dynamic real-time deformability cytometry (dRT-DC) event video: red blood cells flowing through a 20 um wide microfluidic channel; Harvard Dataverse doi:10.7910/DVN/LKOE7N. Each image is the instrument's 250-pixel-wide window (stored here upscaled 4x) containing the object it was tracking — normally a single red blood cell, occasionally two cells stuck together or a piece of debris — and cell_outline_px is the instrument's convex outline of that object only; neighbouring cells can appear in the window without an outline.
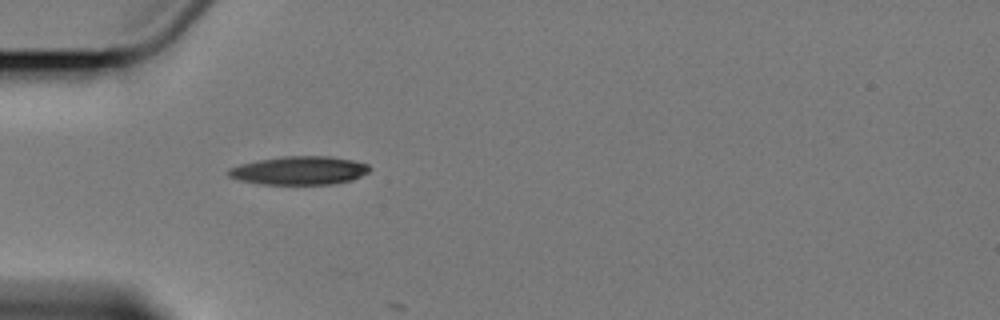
{"species": "Egyptian fruit bat (a non-hibernating species)", "species_latin": "Rousettus aegyptiacus", "temperature_condition": "cold", "stored_images_in_passage": 2, "camera_frame_rate_fps": 3000, "um_per_image_px": 0.085, "animal": {"sex": "female"}, "frame": {"image": 1, "passage_image": 1, "time_ms": 0.0, "image_size_px": [1000, 320], "cell_outline_px": [[372, 168], [368, 172], [352, 180], [332, 184], [264, 184], [240, 180], [228, 176], [228, 168], [240, 164], [256, 160], [280, 156], [328, 156], [352, 160], [368, 164]], "centroid_in_image_um": [25.44, 14.48], "position_along_channel_um": 59.6, "area_um2": 23.41}}
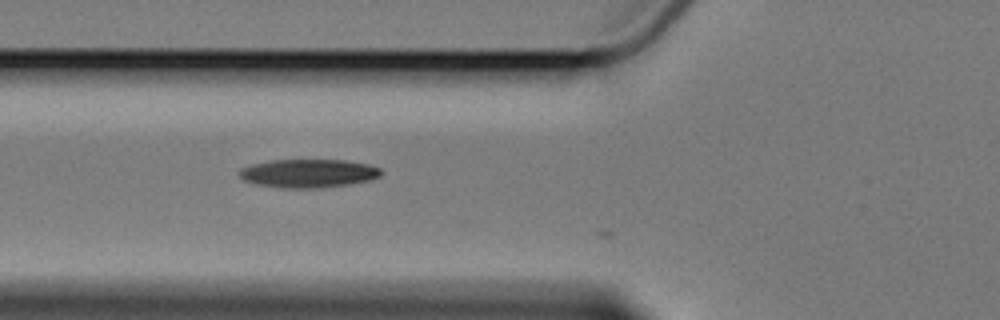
{"frame": {"image": 2, "passage_image": 2, "time_ms": 1.333, "image_size_px": [1000, 320], "cell_outline_px": [[380, 176], [368, 180], [348, 184], [320, 188], [280, 188], [256, 184], [244, 180], [236, 172], [240, 168], [252, 164], [268, 160], [344, 160], [368, 164], [380, 168]], "centroid_in_image_um": [26.15, 14.73], "position_along_channel_um": 99.7, "area_um2": 23.52}}